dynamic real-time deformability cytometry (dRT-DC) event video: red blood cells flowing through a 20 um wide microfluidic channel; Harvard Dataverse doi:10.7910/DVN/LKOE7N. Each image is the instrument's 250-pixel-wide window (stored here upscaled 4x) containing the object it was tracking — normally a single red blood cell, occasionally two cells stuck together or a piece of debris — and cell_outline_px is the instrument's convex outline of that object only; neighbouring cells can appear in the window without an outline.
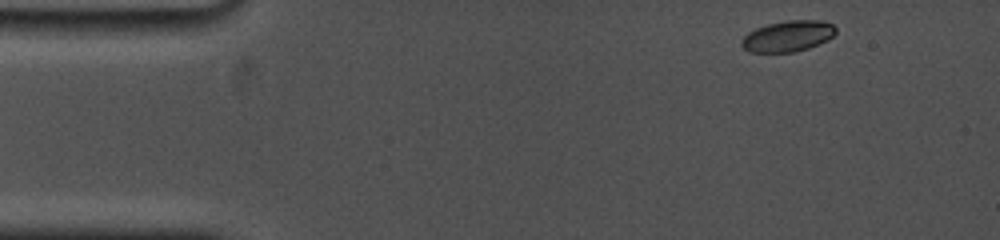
{"species": "common noctule bat (a hibernating species)", "species_latin": "Nyctalus noctula", "temperature_condition": "cold", "stored_images_in_passage": 37, "camera_frame_rate_fps": 5000, "um_per_image_px": 0.085, "animal": {"sex": "female", "body_mass_g": 19.0, "forearm_length_mm": 53.3}, "frame": {"image": 1, "passage_image": 1, "time_ms": 0.0, "image_size_px": [1000, 240], "cell_outline_px": [[836, 32], [828, 40], [808, 48], [792, 52], [748, 52], [740, 44], [740, 40], [748, 32], [756, 28], [768, 24], [788, 20], [820, 20], [832, 24], [836, 28]], "centroid_in_image_um": [66.95, 3.07], "position_along_channel_um": 18.0, "area_um2": 16.99}}
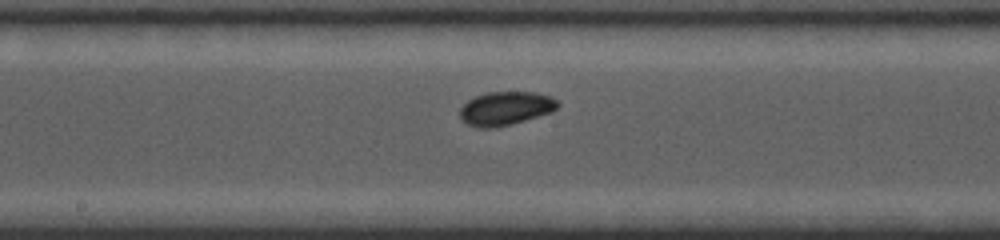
{"frame": {"image": 2, "passage_image": 19, "time_ms": 7.4, "image_size_px": [1000, 240], "cell_outline_px": [[560, 104], [552, 112], [512, 124], [496, 128], [476, 128], [460, 120], [460, 108], [468, 100], [476, 96], [488, 92], [536, 92], [548, 96], [556, 100]], "centroid_in_image_um": [42.95, 9.23], "position_along_channel_um": 205.3, "area_um2": 19.25}}
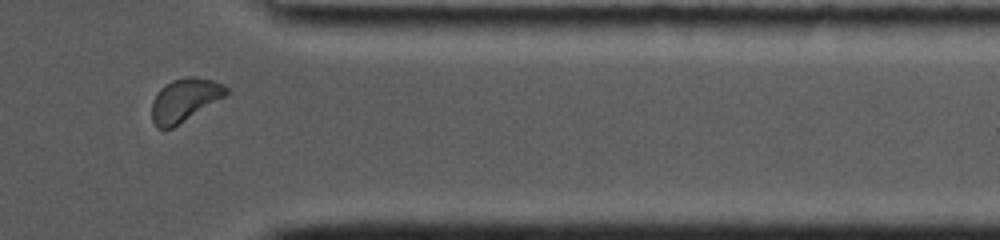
{"frame": {"image": 3, "passage_image": 32, "time_ms": 12.6, "image_size_px": [1000, 240], "cell_outline_px": [[228, 92], [224, 96], [172, 128], [156, 128], [152, 120], [152, 100], [160, 88], [164, 84], [172, 80], [188, 76], [192, 76], [212, 80], [224, 84], [228, 88]], "centroid_in_image_um": [15.66, 8.48], "position_along_channel_um": 395.7, "area_um2": 18.44}, "authors_computed_cell_mechanics": {"area_um2": 18.3804, "velocity_mm_per_s": 3.6836, "shape_relaxation_time_tau1_ms": 3.6615, "shape_relaxation_time_tau2_ms": null, "deformation_change_tau1": 0.096, "deformation_change_tau2": null}}